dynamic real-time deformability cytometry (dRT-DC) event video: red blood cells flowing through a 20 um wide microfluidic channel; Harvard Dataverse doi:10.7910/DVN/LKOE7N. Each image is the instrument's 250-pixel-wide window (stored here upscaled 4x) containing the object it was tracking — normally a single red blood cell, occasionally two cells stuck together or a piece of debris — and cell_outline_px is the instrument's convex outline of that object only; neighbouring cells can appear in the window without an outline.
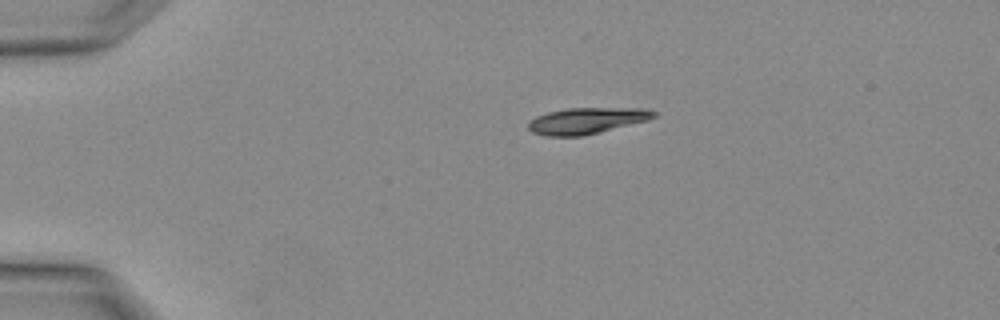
{"species": "Egyptian fruit bat (a non-hibernating species)", "species_latin": "Rousettus aegyptiacus", "temperature_condition": "warm", "stored_images_in_passage": 3, "camera_frame_rate_fps": 3000, "um_per_image_px": 0.085, "animal": {"sex": "female"}, "frame": {"image": 1, "passage_image": 3, "time_ms": 0.667, "image_size_px": [1000, 320], "cell_outline_px": [[656, 116], [648, 120], [580, 136], [548, 136], [532, 132], [528, 128], [528, 120], [536, 116], [548, 112], [568, 108], [644, 108], [656, 112]], "centroid_in_image_um": [49.83, 10.25], "position_along_channel_um": 35.2, "area_um2": 18.96}}